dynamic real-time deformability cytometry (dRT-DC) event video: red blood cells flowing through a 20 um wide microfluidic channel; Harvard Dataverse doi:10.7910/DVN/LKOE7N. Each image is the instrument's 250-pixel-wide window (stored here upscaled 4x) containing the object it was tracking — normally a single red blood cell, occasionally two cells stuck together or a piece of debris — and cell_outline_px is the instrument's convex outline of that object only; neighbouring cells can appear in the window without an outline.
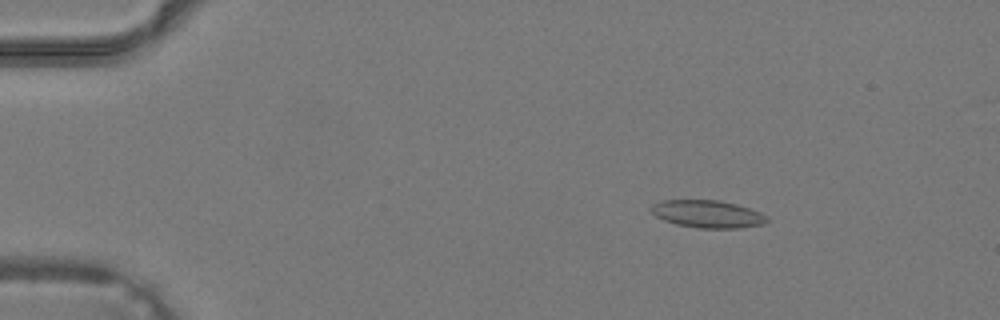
{"species": "common noctule bat (a hibernating species)", "species_latin": "Nyctalus noctula", "temperature_condition": "warm", "stored_images_in_passage": 8, "camera_frame_rate_fps": 3000, "um_per_image_px": 0.085, "animal": {"sex": "male", "body_mass_g": 19.2, "forearm_length_mm": 51.8}, "frame": {"image": 1, "passage_image": 7, "time_ms": 2.0, "image_size_px": [1000, 320], "cell_outline_px": [[768, 220], [764, 224], [740, 228], [700, 228], [676, 224], [664, 220], [656, 216], [652, 212], [652, 204], [660, 200], [716, 200], [736, 204], [760, 212], [768, 216]], "centroid_in_image_um": [60.16, 18.19], "position_along_channel_um": 24.8, "area_um2": 18.5}}